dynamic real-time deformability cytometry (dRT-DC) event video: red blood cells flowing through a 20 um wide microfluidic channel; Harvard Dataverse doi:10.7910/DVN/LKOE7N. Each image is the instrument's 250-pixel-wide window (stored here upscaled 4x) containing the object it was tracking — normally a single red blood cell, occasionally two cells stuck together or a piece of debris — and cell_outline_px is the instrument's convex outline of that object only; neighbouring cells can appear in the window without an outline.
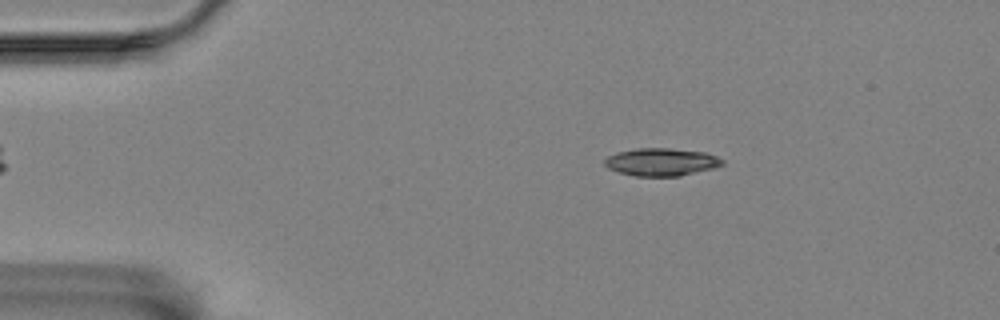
{"species": "Egyptian fruit bat (a non-hibernating species)", "species_latin": "Rousettus aegyptiacus", "temperature_condition": "room temperature", "stored_images_in_passage": 22, "camera_frame_rate_fps": 3000, "um_per_image_px": 0.085, "animal": {"sex": "female"}, "frame": {"image": 1, "passage_image": 8, "time_ms": 2.333, "image_size_px": [1000, 320], "cell_outline_px": [[724, 164], [716, 168], [680, 176], [636, 176], [620, 172], [608, 168], [604, 164], [604, 160], [608, 156], [616, 152], [636, 148], [668, 148], [704, 152], [716, 156], [724, 160]], "centroid_in_image_um": [56.23, 13.77], "position_along_channel_um": 28.8, "area_um2": 19.07}}
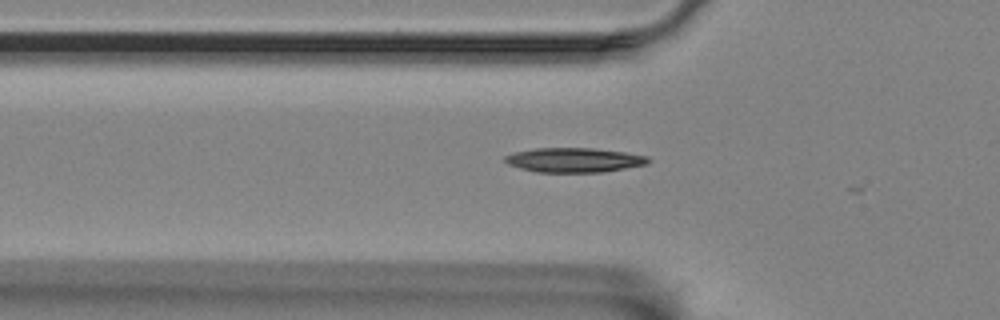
{"frame": {"image": 2, "passage_image": 17, "time_ms": 5.333, "image_size_px": [1000, 320], "cell_outline_px": [[652, 160], [648, 164], [600, 172], [536, 172], [520, 168], [508, 164], [504, 160], [504, 156], [516, 152], [536, 148], [592, 148], [624, 152], [648, 156]], "centroid_in_image_um": [48.81, 13.6], "position_along_channel_um": 77.0, "area_um2": 20.35}}
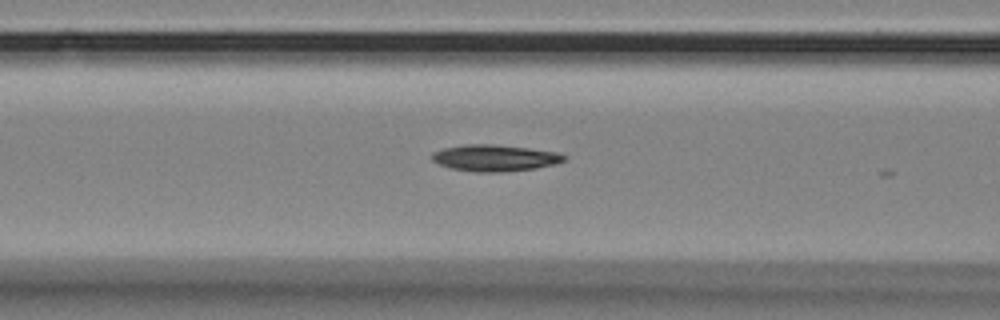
{"frame": {"image": 3, "passage_image": 21, "time_ms": 6.667, "image_size_px": [1000, 320], "cell_outline_px": [[568, 160], [556, 164], [536, 168], [500, 172], [476, 172], [448, 168], [432, 160], [432, 152], [444, 148], [464, 144], [492, 144], [528, 148], [560, 152], [568, 156]], "centroid_in_image_um": [42.11, 13.42], "position_along_channel_um": 124.5, "area_um2": 20.63}}